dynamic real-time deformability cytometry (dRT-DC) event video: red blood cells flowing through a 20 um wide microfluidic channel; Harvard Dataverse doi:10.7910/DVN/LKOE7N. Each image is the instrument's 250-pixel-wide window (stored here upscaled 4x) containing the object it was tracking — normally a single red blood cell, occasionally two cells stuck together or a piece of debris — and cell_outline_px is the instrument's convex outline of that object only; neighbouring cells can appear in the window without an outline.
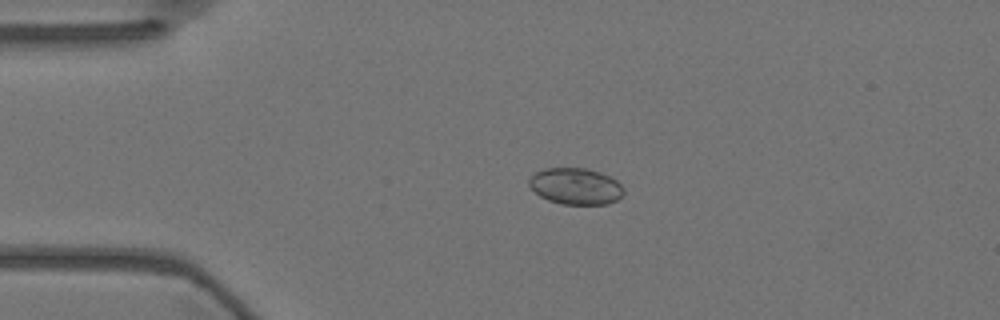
{"species": "Egyptian fruit bat (a non-hibernating species)", "species_latin": "Rousettus aegyptiacus", "temperature_condition": "warm", "stored_images_in_passage": 56, "camera_frame_rate_fps": 3000, "um_per_image_px": 0.085, "animal": {"sex": "female"}, "frame": {"image": 1, "passage_image": 12, "time_ms": 3.667, "image_size_px": [1000, 320], "cell_outline_px": [[624, 192], [616, 200], [608, 204], [560, 204], [548, 200], [540, 196], [528, 184], [528, 180], [536, 172], [544, 168], [584, 168], [600, 172], [616, 180], [624, 188]], "centroid_in_image_um": [48.92, 15.83], "position_along_channel_um": 36.1, "area_um2": 20.0}}
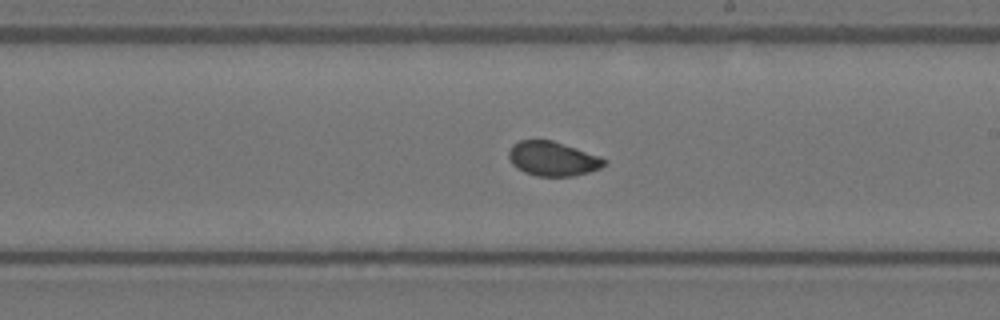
{"frame": {"image": 2, "passage_image": 32, "time_ms": 10.333, "image_size_px": [1000, 320], "cell_outline_px": [[608, 160], [600, 168], [588, 172], [572, 176], [536, 176], [524, 172], [516, 168], [512, 164], [508, 156], [508, 152], [512, 144], [520, 140], [552, 140], [600, 156]], "centroid_in_image_um": [46.95, 13.49], "position_along_channel_um": 242.0, "area_um2": 19.13}}
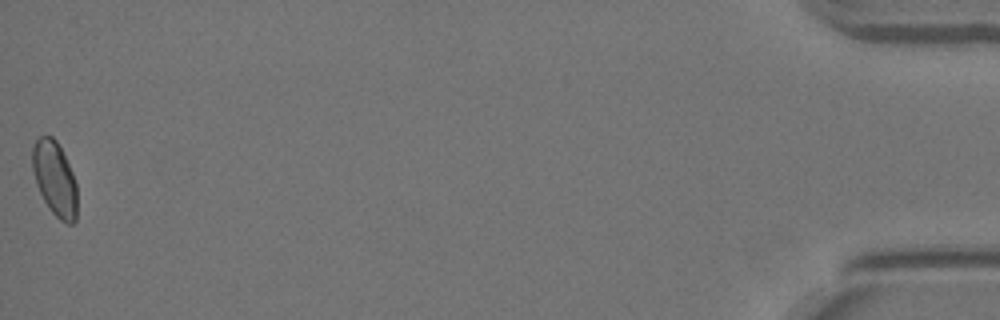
{"frame": {"image": 3, "passage_image": 56, "time_ms": 18.333, "image_size_px": [1000, 320], "cell_outline_px": [[76, 220], [72, 224], [68, 224], [60, 220], [48, 208], [36, 184], [32, 168], [32, 148], [36, 140], [40, 136], [52, 136], [56, 140], [72, 172], [76, 184]], "centroid_in_image_um": [4.64, 15.2], "position_along_channel_um": 430.6, "area_um2": 19.25}, "authors_computed_cell_mechanics": {"area_um2": 19.5364, "velocity_mm_per_s": 3.5928, "shape_relaxation_time_tau1_ms": 4.2544, "shape_relaxation_time_tau2_ms": 0.8492, "deformation_change_tau1": 0.0843, "deformation_change_tau2": 0.035}}